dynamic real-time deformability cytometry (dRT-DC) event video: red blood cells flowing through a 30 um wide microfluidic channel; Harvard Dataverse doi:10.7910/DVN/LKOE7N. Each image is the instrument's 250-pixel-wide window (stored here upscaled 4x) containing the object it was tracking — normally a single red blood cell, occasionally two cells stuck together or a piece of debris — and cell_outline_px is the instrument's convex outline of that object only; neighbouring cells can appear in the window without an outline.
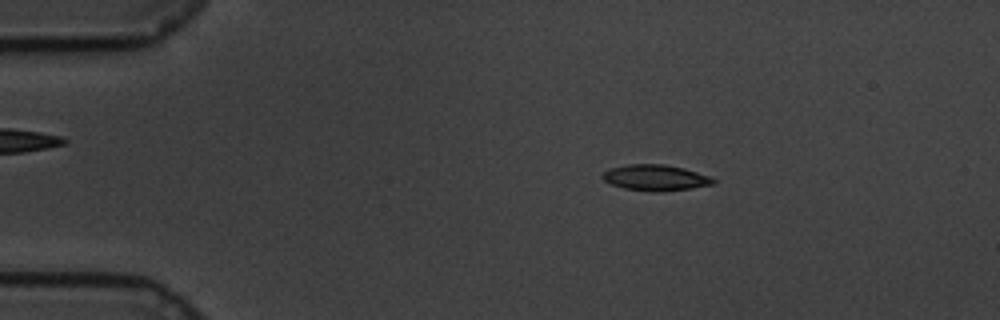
{"species": "common noctule bat (a hibernating species)", "species_latin": "Nyctalus noctula", "temperature_condition": "cold", "stored_images_in_passage": 59, "camera_frame_rate_fps": 3000, "um_per_image_px": 0.085, "animal": {"sex": "male", "body_mass_g": 19.5, "forearm_length_mm": 54.6}, "frame": {"image": 1, "passage_image": 10, "time_ms": 3.0, "image_size_px": [1000, 320], "cell_outline_px": [[716, 180], [712, 184], [688, 188], [652, 192], [624, 188], [612, 184], [604, 180], [600, 176], [608, 168], [628, 164], [664, 164], [684, 168], [708, 176]], "centroid_in_image_um": [55.65, 15.09], "position_along_channel_um": 29.4, "area_um2": 16.47}}
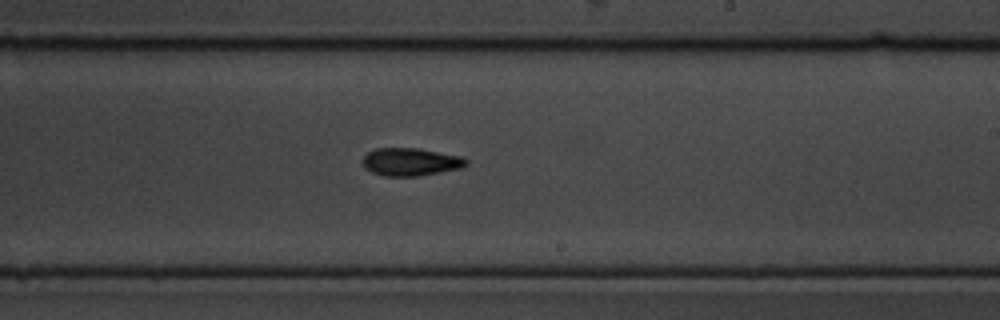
{"frame": {"image": 2, "passage_image": 35, "time_ms": 11.333, "image_size_px": [1000, 320], "cell_outline_px": [[468, 164], [460, 168], [440, 172], [416, 176], [384, 176], [372, 172], [364, 168], [364, 156], [368, 152], [376, 148], [416, 148], [460, 156], [468, 160]], "centroid_in_image_um": [34.89, 13.76], "position_along_channel_um": 254.1, "area_um2": 16.59}}
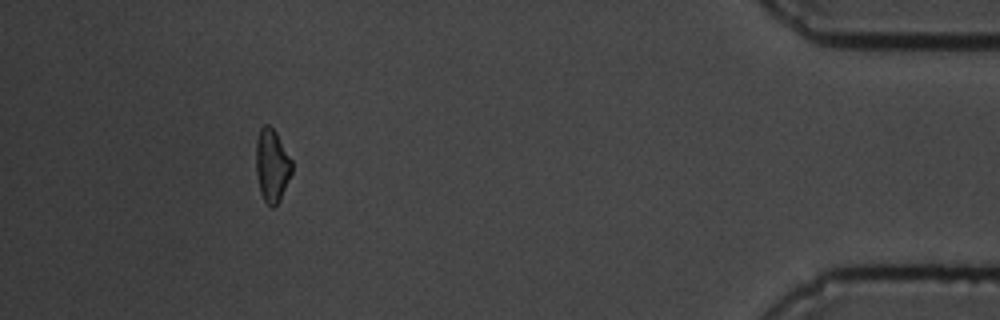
{"frame": {"image": 3, "passage_image": 54, "time_ms": 17.667, "image_size_px": [1000, 320], "cell_outline_px": [[292, 172], [280, 200], [272, 208], [264, 200], [260, 192], [256, 172], [256, 140], [260, 128], [264, 124], [268, 124], [276, 132], [292, 160]], "centroid_in_image_um": [23.11, 14.05], "position_along_channel_um": 412.1, "area_um2": 15.26}, "authors_computed_cell_mechanics": {"area_um2": 16.2996, "velocity_mm_per_s": 3.3827, "shape_relaxation_time_tau1_ms": 4.714, "shape_relaxation_time_tau2_ms": 2.8442, "deformation_change_tau1": 0.1487, "deformation_change_tau2": 0.081}}